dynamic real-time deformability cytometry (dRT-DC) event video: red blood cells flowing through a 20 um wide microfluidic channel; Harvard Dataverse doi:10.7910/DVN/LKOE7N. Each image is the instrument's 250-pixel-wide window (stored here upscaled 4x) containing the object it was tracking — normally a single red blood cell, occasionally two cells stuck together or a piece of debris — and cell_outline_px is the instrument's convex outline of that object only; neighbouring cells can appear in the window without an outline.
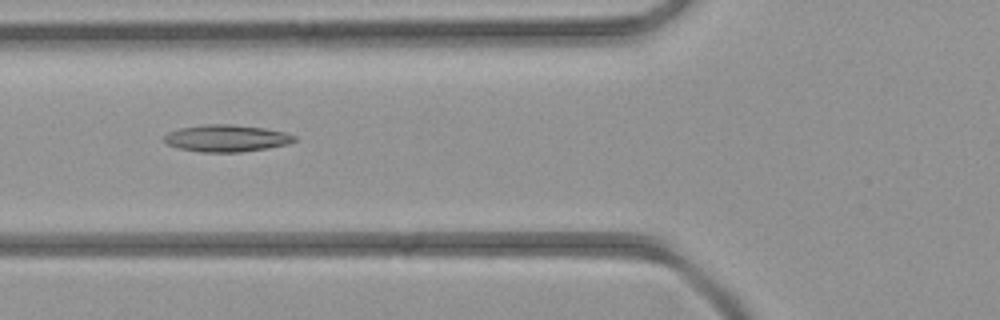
{"species": "common noctule bat (a hibernating species)", "species_latin": "Nyctalus noctula", "temperature_condition": "room temperature", "stored_images_in_passage": 3, "camera_frame_rate_fps": 3000, "um_per_image_px": 0.085, "animal": {"sex": "female", "body_mass_g": 21.9}, "frame": {"image": 1, "passage_image": 2, "time_ms": 1.0, "image_size_px": [1000, 320], "cell_outline_px": [[296, 140], [288, 144], [268, 148], [240, 152], [200, 152], [180, 148], [168, 144], [164, 140], [164, 136], [168, 132], [180, 128], [204, 124], [232, 124], [264, 128], [284, 132], [296, 136]], "centroid_in_image_um": [19.26, 11.75], "position_along_channel_um": 106.5, "area_um2": 20.4}}
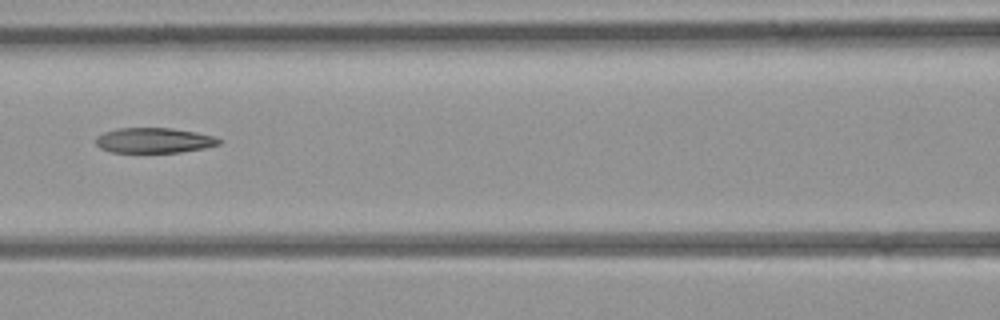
{"frame": {"image": 2, "passage_image": 3, "time_ms": 2.0, "image_size_px": [1000, 320], "cell_outline_px": [[224, 140], [220, 144], [204, 148], [180, 152], [112, 152], [100, 148], [96, 144], [96, 136], [104, 132], [120, 128], [172, 128], [196, 132], [216, 136]], "centroid_in_image_um": [13.13, 11.93], "position_along_channel_um": 153.5, "area_um2": 18.15}}